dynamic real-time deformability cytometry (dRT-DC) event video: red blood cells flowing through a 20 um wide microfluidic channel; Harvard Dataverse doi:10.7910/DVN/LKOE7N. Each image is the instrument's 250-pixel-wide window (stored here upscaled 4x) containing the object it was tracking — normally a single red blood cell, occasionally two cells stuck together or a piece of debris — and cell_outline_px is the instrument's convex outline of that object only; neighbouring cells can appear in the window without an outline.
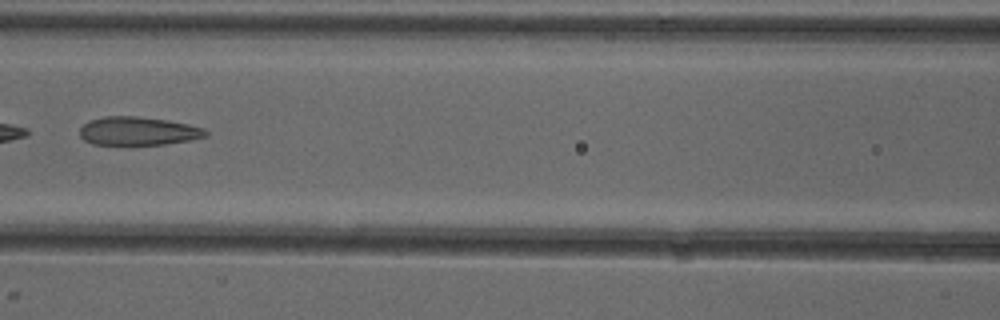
{"species": "common noctule bat (a hibernating species)", "species_latin": "Nyctalus noctula", "temperature_condition": "cold", "stored_images_in_passage": 7, "camera_frame_rate_fps": 3000, "um_per_image_px": 0.085, "animal": {"sex": "female"}, "frame": {"image": 1, "passage_image": 7, "time_ms": 7.0, "image_size_px": [1000, 320], "cell_outline_px": [[208, 136], [192, 140], [164, 144], [92, 144], [84, 140], [80, 136], [80, 128], [88, 120], [104, 116], [136, 116], [168, 120], [188, 124], [204, 128], [208, 132]], "centroid_in_image_um": [11.75, 11.13], "position_along_channel_um": 154.8, "area_um2": 20.92}}